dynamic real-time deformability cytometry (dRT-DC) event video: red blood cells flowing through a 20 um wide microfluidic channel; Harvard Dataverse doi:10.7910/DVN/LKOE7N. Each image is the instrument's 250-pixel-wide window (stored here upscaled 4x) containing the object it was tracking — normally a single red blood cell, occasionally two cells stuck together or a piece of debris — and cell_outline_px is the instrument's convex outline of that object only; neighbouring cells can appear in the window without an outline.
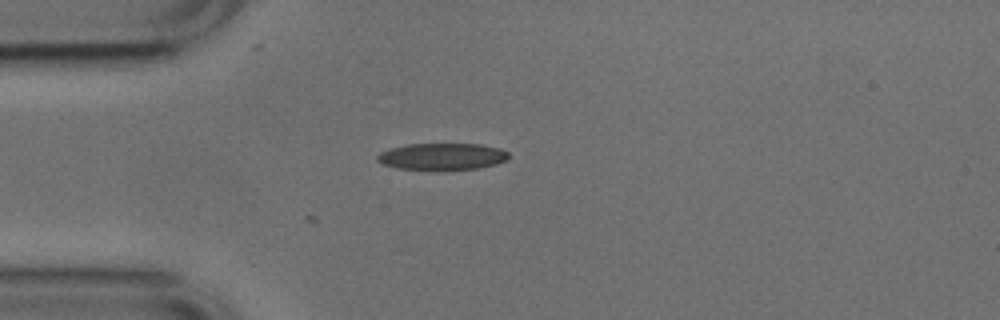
{"species": "common noctule bat (a hibernating species)", "species_latin": "Nyctalus noctula", "temperature_condition": "cold", "stored_images_in_passage": 8, "camera_frame_rate_fps": 3000, "um_per_image_px": 0.085, "animal": {"sex": "male", "body_mass_g": 17.9, "forearm_length_mm": 54.2}, "frame": {"image": 1, "passage_image": 1, "time_ms": 0.0, "image_size_px": [1000, 320], "cell_outline_px": [[508, 160], [496, 164], [476, 168], [396, 168], [384, 164], [376, 160], [376, 156], [380, 152], [392, 148], [408, 144], [480, 144], [500, 148], [508, 152]], "centroid_in_image_um": [37.6, 13.27], "position_along_channel_um": 47.4, "area_um2": 19.88}}